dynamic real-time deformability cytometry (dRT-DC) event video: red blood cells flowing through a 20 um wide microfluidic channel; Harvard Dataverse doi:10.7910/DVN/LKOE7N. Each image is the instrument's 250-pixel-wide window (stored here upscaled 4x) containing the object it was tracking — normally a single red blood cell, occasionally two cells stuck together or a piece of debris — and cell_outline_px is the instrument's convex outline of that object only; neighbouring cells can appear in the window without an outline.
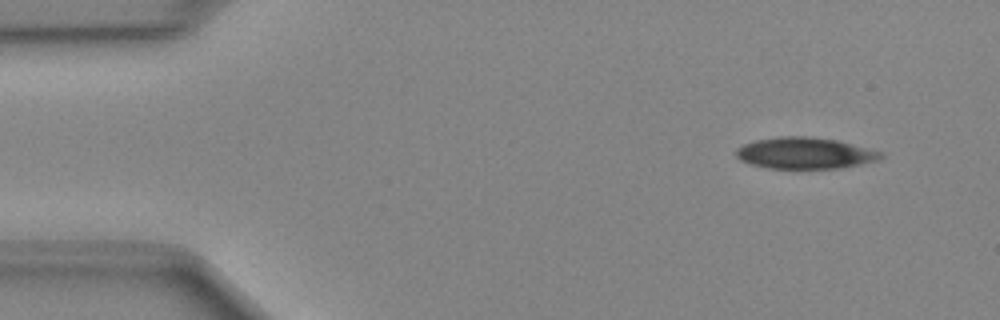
{"species": "Egyptian fruit bat (a non-hibernating species)", "species_latin": "Rousettus aegyptiacus", "temperature_condition": "cold", "stored_images_in_passage": 13, "camera_frame_rate_fps": 3000, "um_per_image_px": 0.085, "animal": {"sex": "female"}, "frame": {"image": 1, "passage_image": 4, "time_ms": 1.0, "image_size_px": [1000, 320], "cell_outline_px": [[884, 156], [880, 160], [840, 168], [768, 168], [752, 164], [740, 160], [736, 156], [736, 148], [744, 144], [756, 140], [780, 136], [808, 136], [836, 140], [884, 152]], "centroid_in_image_um": [68.44, 13.01], "position_along_channel_um": 16.6, "area_um2": 26.41}}